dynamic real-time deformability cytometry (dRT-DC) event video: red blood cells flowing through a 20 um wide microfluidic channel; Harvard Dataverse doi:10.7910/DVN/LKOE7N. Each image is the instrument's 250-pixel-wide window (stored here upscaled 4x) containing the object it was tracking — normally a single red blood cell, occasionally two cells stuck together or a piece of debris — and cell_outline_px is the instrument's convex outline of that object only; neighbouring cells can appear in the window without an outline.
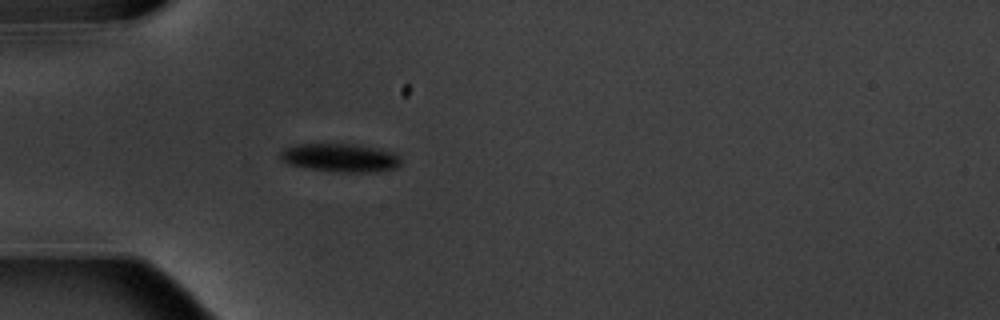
{"species": "common noctule bat (a hibernating species)", "species_latin": "Nyctalus noctula", "temperature_condition": "warm", "stored_images_in_passage": 4, "camera_frame_rate_fps": 3000, "um_per_image_px": 0.085, "animal": {"sex": "male", "body_mass_g": 20.1, "forearm_length_mm": 53.5}, "frame": {"image": 1, "passage_image": 4, "time_ms": 3.333, "image_size_px": [1000, 320], "cell_outline_px": [[400, 164], [396, 168], [376, 172], [340, 172], [312, 168], [288, 164], [280, 156], [280, 152], [284, 148], [300, 144], [356, 144], [380, 148], [396, 152], [400, 160]], "centroid_in_image_um": [28.99, 13.4], "position_along_channel_um": 56.0, "area_um2": 19.88}}